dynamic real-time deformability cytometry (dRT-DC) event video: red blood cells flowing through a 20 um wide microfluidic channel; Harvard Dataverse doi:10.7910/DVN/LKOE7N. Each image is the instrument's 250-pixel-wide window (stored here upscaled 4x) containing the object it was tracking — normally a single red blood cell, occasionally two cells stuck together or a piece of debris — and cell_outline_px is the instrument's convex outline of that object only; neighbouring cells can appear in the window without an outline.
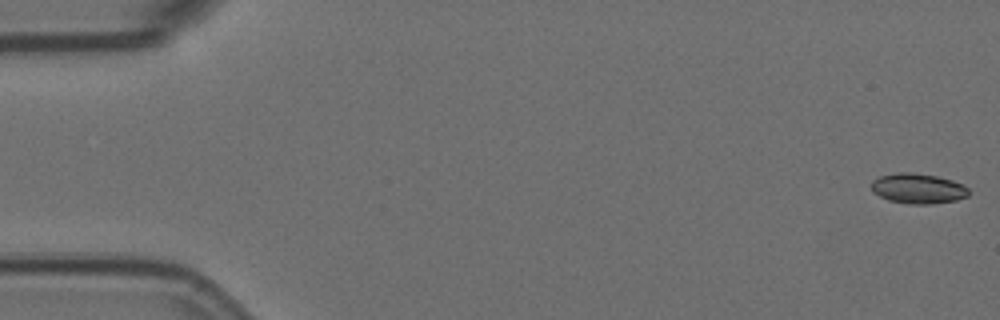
{"species": "Egyptian fruit bat (a non-hibernating species)", "species_latin": "Rousettus aegyptiacus", "temperature_condition": "room temperature", "stored_images_in_passage": 57, "camera_frame_rate_fps": 3000, "um_per_image_px": 0.085, "animal": {"sex": "female"}, "frame": {"image": 1, "passage_image": 1, "time_ms": 0.0, "image_size_px": [1000, 320], "cell_outline_px": [[968, 196], [956, 200], [932, 204], [908, 204], [888, 200], [872, 192], [872, 180], [880, 176], [896, 172], [912, 172], [936, 176], [952, 180], [968, 188]], "centroid_in_image_um": [78.0, 16.02], "position_along_channel_um": 7.0, "area_um2": 17.11}}
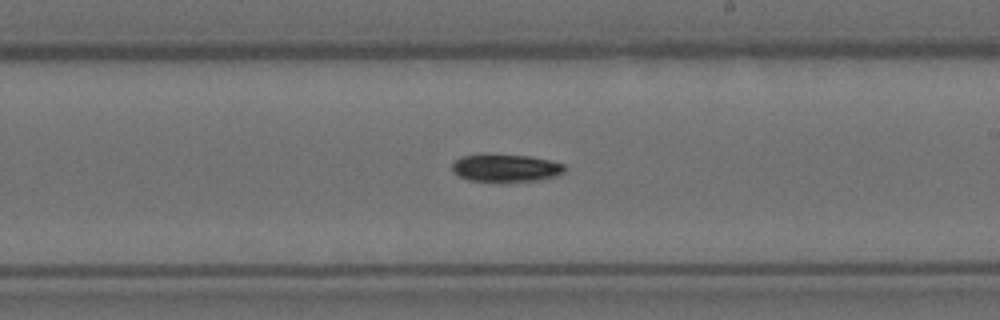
{"frame": {"image": 2, "passage_image": 33, "time_ms": 10.667, "image_size_px": [1000, 320], "cell_outline_px": [[564, 172], [556, 176], [540, 180], [468, 180], [452, 172], [452, 164], [460, 156], [480, 152], [484, 152], [528, 156], [548, 160], [564, 164]], "centroid_in_image_um": [42.92, 14.22], "position_along_channel_um": 246.1, "area_um2": 18.21}}
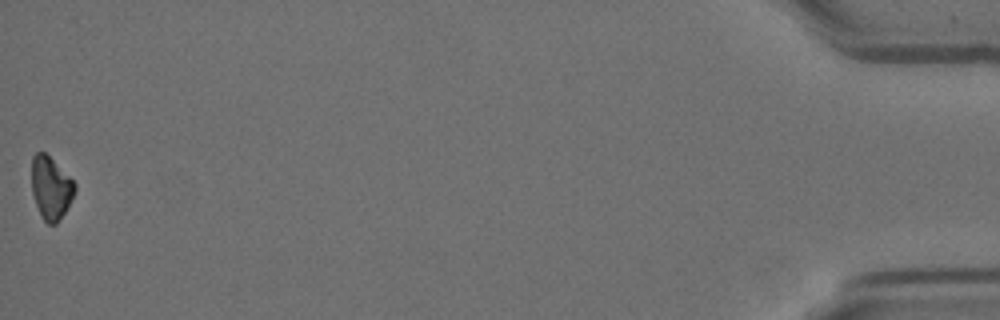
{"frame": {"image": 3, "passage_image": 57, "time_ms": 18.667, "image_size_px": [1000, 320], "cell_outline_px": [[76, 188], [64, 212], [56, 224], [48, 224], [40, 216], [32, 192], [32, 156], [36, 152], [44, 152], [76, 184]], "centroid_in_image_um": [4.29, 15.98], "position_along_channel_um": 430.9, "area_um2": 15.32}, "authors_computed_cell_mechanics": {"area_um2": 17.5134, "velocity_mm_per_s": 3.5642, "shape_relaxation_time_tau1_ms": 2.9237, "shape_relaxation_time_tau2_ms": null, "deformation_change_tau1": 0.141, "deformation_change_tau2": null}}